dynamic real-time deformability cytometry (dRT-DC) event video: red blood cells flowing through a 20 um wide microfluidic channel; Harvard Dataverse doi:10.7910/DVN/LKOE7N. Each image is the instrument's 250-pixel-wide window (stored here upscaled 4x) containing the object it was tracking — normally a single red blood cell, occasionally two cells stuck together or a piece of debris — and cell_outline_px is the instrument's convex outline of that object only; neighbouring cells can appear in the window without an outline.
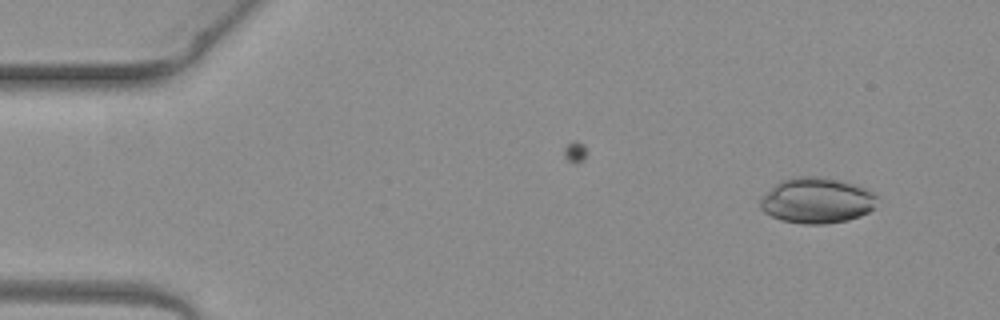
{"species": "common noctule bat (a hibernating species)", "species_latin": "Nyctalus noctula", "temperature_condition": "warm", "stored_images_in_passage": 4, "camera_frame_rate_fps": 3000, "um_per_image_px": 0.085, "animal": {"sex": "female", "body_mass_g": 19.3, "forearm_length_mm": 54.1}, "frame": {"image": 1, "passage_image": 1, "time_ms": 0.0, "image_size_px": [1000, 320], "cell_outline_px": [[876, 196], [872, 208], [868, 212], [860, 216], [848, 220], [824, 224], [804, 224], [780, 220], [764, 212], [760, 208], [760, 200], [780, 180], [800, 176], [816, 176], [840, 180], [864, 188], [872, 192]], "centroid_in_image_um": [69.4, 17.05], "position_along_channel_um": 15.6, "area_um2": 30.69}}
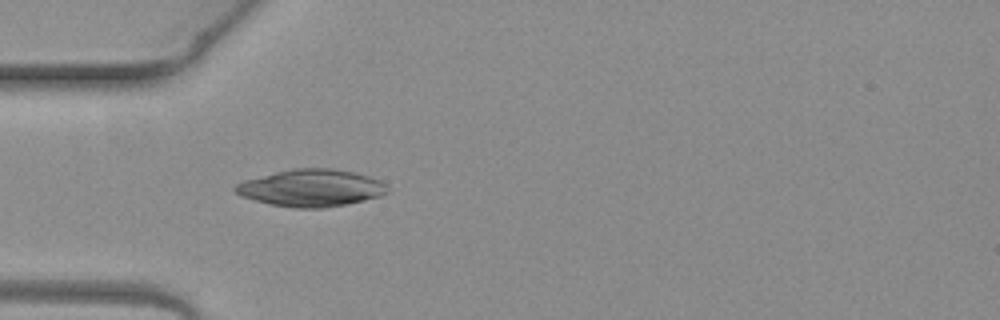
{"frame": {"image": 2, "passage_image": 4, "time_ms": 1.0, "image_size_px": [1000, 320], "cell_outline_px": [[388, 192], [380, 196], [364, 200], [324, 208], [296, 208], [272, 204], [240, 196], [232, 188], [236, 184], [244, 180], [292, 168], [332, 168], [356, 172], [380, 180], [388, 188]], "centroid_in_image_um": [26.45, 15.97], "position_along_channel_um": 58.5, "area_um2": 32.77}}